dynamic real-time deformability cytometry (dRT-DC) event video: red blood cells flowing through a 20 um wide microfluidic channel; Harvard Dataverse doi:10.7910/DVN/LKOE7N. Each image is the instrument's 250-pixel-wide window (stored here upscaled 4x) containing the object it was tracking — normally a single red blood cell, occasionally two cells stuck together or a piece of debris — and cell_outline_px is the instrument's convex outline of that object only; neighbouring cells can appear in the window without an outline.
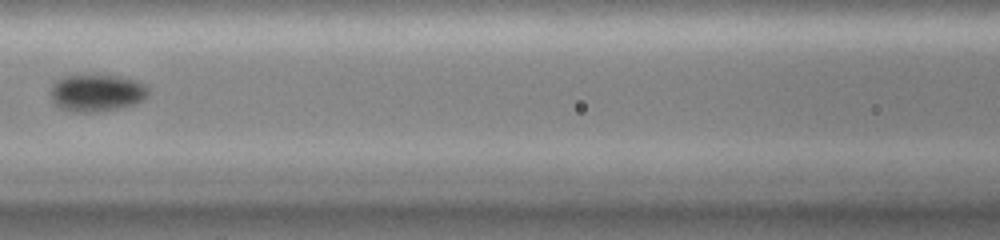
{"species": "common noctule bat (a hibernating species)", "species_latin": "Nyctalus noctula", "temperature_condition": "cold", "stored_images_in_passage": 24, "camera_frame_rate_fps": 3000, "um_per_image_px": 0.085, "animal": {"sex": "female", "body_mass_g": 19.0, "forearm_length_mm": 51.5}, "frame": {"image": 1, "passage_image": 11, "time_ms": 6.667, "image_size_px": [1000, 240], "cell_outline_px": [[148, 96], [144, 100], [132, 104], [116, 108], [92, 112], [72, 112], [60, 108], [52, 100], [52, 84], [56, 80], [64, 76], [120, 76], [136, 80], [148, 84]], "centroid_in_image_um": [8.25, 7.89], "position_along_channel_um": 158.3, "area_um2": 20.98}, "authors_computed_cell_mechanics": {"area_um2": 20.1722, "velocity_mm_per_s": 4.0883, "shape_relaxation_time_tau1_ms": 3.7721, "shape_relaxation_time_tau2_ms": null, "deformation_change_tau1": 0.0715, "deformation_change_tau2": null}}